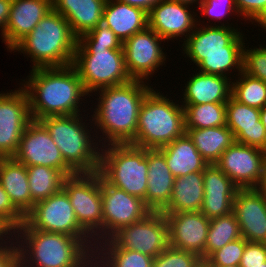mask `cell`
Instances as JSON below:
<instances>
[{"mask_svg":"<svg viewBox=\"0 0 266 267\" xmlns=\"http://www.w3.org/2000/svg\"><path fill=\"white\" fill-rule=\"evenodd\" d=\"M51 9L52 0H12L8 22L2 36L9 52Z\"/></svg>","mask_w":266,"mask_h":267,"instance_id":"23","label":"cell"},{"mask_svg":"<svg viewBox=\"0 0 266 267\" xmlns=\"http://www.w3.org/2000/svg\"><path fill=\"white\" fill-rule=\"evenodd\" d=\"M200 19L194 31L182 44V53L199 68V72L229 78L230 70L242 72L245 35L226 23L201 25ZM221 24V25H220ZM201 25V26H200ZM230 25V26H229ZM197 26H200L197 27ZM244 36V38H243ZM244 40V41H243ZM236 68V69H235ZM227 74V75H226Z\"/></svg>","mask_w":266,"mask_h":267,"instance_id":"4","label":"cell"},{"mask_svg":"<svg viewBox=\"0 0 266 267\" xmlns=\"http://www.w3.org/2000/svg\"><path fill=\"white\" fill-rule=\"evenodd\" d=\"M186 133L193 140L198 152L209 164H215L223 152L235 142L232 131L226 125L188 129Z\"/></svg>","mask_w":266,"mask_h":267,"instance_id":"31","label":"cell"},{"mask_svg":"<svg viewBox=\"0 0 266 267\" xmlns=\"http://www.w3.org/2000/svg\"><path fill=\"white\" fill-rule=\"evenodd\" d=\"M266 262V243L246 242L240 267L263 266Z\"/></svg>","mask_w":266,"mask_h":267,"instance_id":"44","label":"cell"},{"mask_svg":"<svg viewBox=\"0 0 266 267\" xmlns=\"http://www.w3.org/2000/svg\"><path fill=\"white\" fill-rule=\"evenodd\" d=\"M82 117L81 114L48 116L39 121L49 131L64 161L76 173L98 172L101 145L96 141L99 132L96 134L97 131L93 133L92 129H88Z\"/></svg>","mask_w":266,"mask_h":267,"instance_id":"6","label":"cell"},{"mask_svg":"<svg viewBox=\"0 0 266 267\" xmlns=\"http://www.w3.org/2000/svg\"><path fill=\"white\" fill-rule=\"evenodd\" d=\"M185 131L226 125V103L182 105Z\"/></svg>","mask_w":266,"mask_h":267,"instance_id":"34","label":"cell"},{"mask_svg":"<svg viewBox=\"0 0 266 267\" xmlns=\"http://www.w3.org/2000/svg\"><path fill=\"white\" fill-rule=\"evenodd\" d=\"M152 263L153 257L122 249L111 238L97 243L94 248L96 267H152Z\"/></svg>","mask_w":266,"mask_h":267,"instance_id":"32","label":"cell"},{"mask_svg":"<svg viewBox=\"0 0 266 267\" xmlns=\"http://www.w3.org/2000/svg\"><path fill=\"white\" fill-rule=\"evenodd\" d=\"M258 189L266 196V160L263 167V178Z\"/></svg>","mask_w":266,"mask_h":267,"instance_id":"48","label":"cell"},{"mask_svg":"<svg viewBox=\"0 0 266 267\" xmlns=\"http://www.w3.org/2000/svg\"><path fill=\"white\" fill-rule=\"evenodd\" d=\"M106 0H52V9L70 24L79 38L102 23Z\"/></svg>","mask_w":266,"mask_h":267,"instance_id":"26","label":"cell"},{"mask_svg":"<svg viewBox=\"0 0 266 267\" xmlns=\"http://www.w3.org/2000/svg\"><path fill=\"white\" fill-rule=\"evenodd\" d=\"M9 233L3 228L0 226V242L6 238V236L8 235Z\"/></svg>","mask_w":266,"mask_h":267,"instance_id":"51","label":"cell"},{"mask_svg":"<svg viewBox=\"0 0 266 267\" xmlns=\"http://www.w3.org/2000/svg\"><path fill=\"white\" fill-rule=\"evenodd\" d=\"M12 234L18 246L19 267H93V238L33 228H17Z\"/></svg>","mask_w":266,"mask_h":267,"instance_id":"3","label":"cell"},{"mask_svg":"<svg viewBox=\"0 0 266 267\" xmlns=\"http://www.w3.org/2000/svg\"><path fill=\"white\" fill-rule=\"evenodd\" d=\"M156 91L152 89L140 106L136 135L131 145L158 149L186 133L183 106Z\"/></svg>","mask_w":266,"mask_h":267,"instance_id":"7","label":"cell"},{"mask_svg":"<svg viewBox=\"0 0 266 267\" xmlns=\"http://www.w3.org/2000/svg\"><path fill=\"white\" fill-rule=\"evenodd\" d=\"M239 238H241V233L234 212L210 219L207 242L205 245V260L214 251Z\"/></svg>","mask_w":266,"mask_h":267,"instance_id":"35","label":"cell"},{"mask_svg":"<svg viewBox=\"0 0 266 267\" xmlns=\"http://www.w3.org/2000/svg\"><path fill=\"white\" fill-rule=\"evenodd\" d=\"M18 228H33L76 238H92L79 225L69 197L63 189L47 199L36 202Z\"/></svg>","mask_w":266,"mask_h":267,"instance_id":"11","label":"cell"},{"mask_svg":"<svg viewBox=\"0 0 266 267\" xmlns=\"http://www.w3.org/2000/svg\"><path fill=\"white\" fill-rule=\"evenodd\" d=\"M13 158L25 166L43 165L59 169L66 177L76 173L64 161L61 151L46 127L36 120L27 125Z\"/></svg>","mask_w":266,"mask_h":267,"instance_id":"15","label":"cell"},{"mask_svg":"<svg viewBox=\"0 0 266 267\" xmlns=\"http://www.w3.org/2000/svg\"><path fill=\"white\" fill-rule=\"evenodd\" d=\"M243 48L242 72L266 83V46L259 48Z\"/></svg>","mask_w":266,"mask_h":267,"instance_id":"40","label":"cell"},{"mask_svg":"<svg viewBox=\"0 0 266 267\" xmlns=\"http://www.w3.org/2000/svg\"><path fill=\"white\" fill-rule=\"evenodd\" d=\"M247 240L243 237L229 242L224 247L214 251L205 261L206 267H224L240 265Z\"/></svg>","mask_w":266,"mask_h":267,"instance_id":"38","label":"cell"},{"mask_svg":"<svg viewBox=\"0 0 266 267\" xmlns=\"http://www.w3.org/2000/svg\"><path fill=\"white\" fill-rule=\"evenodd\" d=\"M232 82L231 96L239 103L261 109L266 105V83L240 72Z\"/></svg>","mask_w":266,"mask_h":267,"instance_id":"36","label":"cell"},{"mask_svg":"<svg viewBox=\"0 0 266 267\" xmlns=\"http://www.w3.org/2000/svg\"><path fill=\"white\" fill-rule=\"evenodd\" d=\"M233 212L241 237L248 242L266 243V196L258 188L239 189Z\"/></svg>","mask_w":266,"mask_h":267,"instance_id":"20","label":"cell"},{"mask_svg":"<svg viewBox=\"0 0 266 267\" xmlns=\"http://www.w3.org/2000/svg\"><path fill=\"white\" fill-rule=\"evenodd\" d=\"M6 238V241L3 239L0 242V267H19V251L16 240L13 234H8Z\"/></svg>","mask_w":266,"mask_h":267,"instance_id":"45","label":"cell"},{"mask_svg":"<svg viewBox=\"0 0 266 267\" xmlns=\"http://www.w3.org/2000/svg\"><path fill=\"white\" fill-rule=\"evenodd\" d=\"M189 7L185 3L161 0L148 12V27L166 41L183 36L185 41L194 31L198 17Z\"/></svg>","mask_w":266,"mask_h":267,"instance_id":"19","label":"cell"},{"mask_svg":"<svg viewBox=\"0 0 266 267\" xmlns=\"http://www.w3.org/2000/svg\"><path fill=\"white\" fill-rule=\"evenodd\" d=\"M111 239L122 249L154 258L169 246L167 219L164 213L151 211L143 219L122 227Z\"/></svg>","mask_w":266,"mask_h":267,"instance_id":"12","label":"cell"},{"mask_svg":"<svg viewBox=\"0 0 266 267\" xmlns=\"http://www.w3.org/2000/svg\"><path fill=\"white\" fill-rule=\"evenodd\" d=\"M118 1L126 3L130 6L140 8L148 13L161 0H118Z\"/></svg>","mask_w":266,"mask_h":267,"instance_id":"47","label":"cell"},{"mask_svg":"<svg viewBox=\"0 0 266 267\" xmlns=\"http://www.w3.org/2000/svg\"><path fill=\"white\" fill-rule=\"evenodd\" d=\"M226 126L235 142L266 151V128L260 120V109L241 104L231 96L226 103Z\"/></svg>","mask_w":266,"mask_h":267,"instance_id":"22","label":"cell"},{"mask_svg":"<svg viewBox=\"0 0 266 267\" xmlns=\"http://www.w3.org/2000/svg\"><path fill=\"white\" fill-rule=\"evenodd\" d=\"M12 0H0V30L3 36L6 24L8 22Z\"/></svg>","mask_w":266,"mask_h":267,"instance_id":"46","label":"cell"},{"mask_svg":"<svg viewBox=\"0 0 266 267\" xmlns=\"http://www.w3.org/2000/svg\"><path fill=\"white\" fill-rule=\"evenodd\" d=\"M31 199L36 203L57 193L63 188L66 176L59 170L48 166H27Z\"/></svg>","mask_w":266,"mask_h":267,"instance_id":"33","label":"cell"},{"mask_svg":"<svg viewBox=\"0 0 266 267\" xmlns=\"http://www.w3.org/2000/svg\"><path fill=\"white\" fill-rule=\"evenodd\" d=\"M20 88L0 92V158L14 157L23 132L32 121L28 94Z\"/></svg>","mask_w":266,"mask_h":267,"instance_id":"13","label":"cell"},{"mask_svg":"<svg viewBox=\"0 0 266 267\" xmlns=\"http://www.w3.org/2000/svg\"><path fill=\"white\" fill-rule=\"evenodd\" d=\"M68 195L79 225L93 238L95 245L103 241L101 175L75 173L67 176L62 188Z\"/></svg>","mask_w":266,"mask_h":267,"instance_id":"10","label":"cell"},{"mask_svg":"<svg viewBox=\"0 0 266 267\" xmlns=\"http://www.w3.org/2000/svg\"><path fill=\"white\" fill-rule=\"evenodd\" d=\"M198 6L200 14L208 19L212 18L213 21H221L224 16L228 17V14L231 15L233 12L238 16L235 0H201Z\"/></svg>","mask_w":266,"mask_h":267,"instance_id":"43","label":"cell"},{"mask_svg":"<svg viewBox=\"0 0 266 267\" xmlns=\"http://www.w3.org/2000/svg\"><path fill=\"white\" fill-rule=\"evenodd\" d=\"M21 86L29 98L32 120L48 116L76 115L80 113V100L89 94L85 91L77 71L72 65L35 68ZM28 80V81H27ZM79 104V105H78Z\"/></svg>","mask_w":266,"mask_h":267,"instance_id":"2","label":"cell"},{"mask_svg":"<svg viewBox=\"0 0 266 267\" xmlns=\"http://www.w3.org/2000/svg\"><path fill=\"white\" fill-rule=\"evenodd\" d=\"M76 46H102L107 49H123V43L120 39L102 23L80 36Z\"/></svg>","mask_w":266,"mask_h":267,"instance_id":"39","label":"cell"},{"mask_svg":"<svg viewBox=\"0 0 266 267\" xmlns=\"http://www.w3.org/2000/svg\"><path fill=\"white\" fill-rule=\"evenodd\" d=\"M78 38L60 13L51 9L12 50L31 58L32 69L72 65Z\"/></svg>","mask_w":266,"mask_h":267,"instance_id":"5","label":"cell"},{"mask_svg":"<svg viewBox=\"0 0 266 267\" xmlns=\"http://www.w3.org/2000/svg\"><path fill=\"white\" fill-rule=\"evenodd\" d=\"M168 223L169 245L199 255L205 261V245L210 225L201 211L164 213Z\"/></svg>","mask_w":266,"mask_h":267,"instance_id":"18","label":"cell"},{"mask_svg":"<svg viewBox=\"0 0 266 267\" xmlns=\"http://www.w3.org/2000/svg\"><path fill=\"white\" fill-rule=\"evenodd\" d=\"M152 89L145 81L131 80L96 91L99 93V98H96L98 103L89 121H93V128L96 126L102 132V137L99 135L102 139L98 140L101 147L107 144H130L134 140L140 106Z\"/></svg>","mask_w":266,"mask_h":267,"instance_id":"1","label":"cell"},{"mask_svg":"<svg viewBox=\"0 0 266 267\" xmlns=\"http://www.w3.org/2000/svg\"><path fill=\"white\" fill-rule=\"evenodd\" d=\"M162 41L165 43V39L147 27L123 43L125 66L132 80L146 82L158 67L165 65L166 53L160 46Z\"/></svg>","mask_w":266,"mask_h":267,"instance_id":"16","label":"cell"},{"mask_svg":"<svg viewBox=\"0 0 266 267\" xmlns=\"http://www.w3.org/2000/svg\"><path fill=\"white\" fill-rule=\"evenodd\" d=\"M238 15L243 19L256 22L261 28L266 27V0H235ZM247 18V19H246Z\"/></svg>","mask_w":266,"mask_h":267,"instance_id":"42","label":"cell"},{"mask_svg":"<svg viewBox=\"0 0 266 267\" xmlns=\"http://www.w3.org/2000/svg\"><path fill=\"white\" fill-rule=\"evenodd\" d=\"M0 184L24 216L33 208L35 202L31 199L27 166L14 158H0Z\"/></svg>","mask_w":266,"mask_h":267,"instance_id":"28","label":"cell"},{"mask_svg":"<svg viewBox=\"0 0 266 267\" xmlns=\"http://www.w3.org/2000/svg\"><path fill=\"white\" fill-rule=\"evenodd\" d=\"M25 220L0 184V226L12 234Z\"/></svg>","mask_w":266,"mask_h":267,"instance_id":"41","label":"cell"},{"mask_svg":"<svg viewBox=\"0 0 266 267\" xmlns=\"http://www.w3.org/2000/svg\"><path fill=\"white\" fill-rule=\"evenodd\" d=\"M260 120L266 128V105L260 109Z\"/></svg>","mask_w":266,"mask_h":267,"instance_id":"49","label":"cell"},{"mask_svg":"<svg viewBox=\"0 0 266 267\" xmlns=\"http://www.w3.org/2000/svg\"><path fill=\"white\" fill-rule=\"evenodd\" d=\"M102 24L124 43L132 35L148 27V13L118 0H106Z\"/></svg>","mask_w":266,"mask_h":267,"instance_id":"27","label":"cell"},{"mask_svg":"<svg viewBox=\"0 0 266 267\" xmlns=\"http://www.w3.org/2000/svg\"><path fill=\"white\" fill-rule=\"evenodd\" d=\"M265 160V150L234 142L215 164L240 189H248L259 187Z\"/></svg>","mask_w":266,"mask_h":267,"instance_id":"17","label":"cell"},{"mask_svg":"<svg viewBox=\"0 0 266 267\" xmlns=\"http://www.w3.org/2000/svg\"><path fill=\"white\" fill-rule=\"evenodd\" d=\"M203 200V171L175 177L169 204L161 212H198L202 208Z\"/></svg>","mask_w":266,"mask_h":267,"instance_id":"30","label":"cell"},{"mask_svg":"<svg viewBox=\"0 0 266 267\" xmlns=\"http://www.w3.org/2000/svg\"><path fill=\"white\" fill-rule=\"evenodd\" d=\"M202 258L192 252L171 247L153 258L152 267H202Z\"/></svg>","mask_w":266,"mask_h":267,"instance_id":"37","label":"cell"},{"mask_svg":"<svg viewBox=\"0 0 266 267\" xmlns=\"http://www.w3.org/2000/svg\"><path fill=\"white\" fill-rule=\"evenodd\" d=\"M98 172L109 184L145 200L148 179L145 148L131 144L101 147Z\"/></svg>","mask_w":266,"mask_h":267,"instance_id":"8","label":"cell"},{"mask_svg":"<svg viewBox=\"0 0 266 267\" xmlns=\"http://www.w3.org/2000/svg\"><path fill=\"white\" fill-rule=\"evenodd\" d=\"M171 1L185 3V4H188V5H193L195 2H196V4H199L201 0H171Z\"/></svg>","mask_w":266,"mask_h":267,"instance_id":"50","label":"cell"},{"mask_svg":"<svg viewBox=\"0 0 266 267\" xmlns=\"http://www.w3.org/2000/svg\"><path fill=\"white\" fill-rule=\"evenodd\" d=\"M184 86L181 105L227 103L232 92V78L196 72Z\"/></svg>","mask_w":266,"mask_h":267,"instance_id":"25","label":"cell"},{"mask_svg":"<svg viewBox=\"0 0 266 267\" xmlns=\"http://www.w3.org/2000/svg\"><path fill=\"white\" fill-rule=\"evenodd\" d=\"M146 156L148 157V179L144 204L151 211L161 212L169 204L175 177L159 149H146Z\"/></svg>","mask_w":266,"mask_h":267,"instance_id":"24","label":"cell"},{"mask_svg":"<svg viewBox=\"0 0 266 267\" xmlns=\"http://www.w3.org/2000/svg\"><path fill=\"white\" fill-rule=\"evenodd\" d=\"M103 241L110 239L122 227L135 223L151 210L141 198L109 184L101 176Z\"/></svg>","mask_w":266,"mask_h":267,"instance_id":"14","label":"cell"},{"mask_svg":"<svg viewBox=\"0 0 266 267\" xmlns=\"http://www.w3.org/2000/svg\"><path fill=\"white\" fill-rule=\"evenodd\" d=\"M158 149L165 156L166 163L174 177L204 171L209 165L187 133Z\"/></svg>","mask_w":266,"mask_h":267,"instance_id":"29","label":"cell"},{"mask_svg":"<svg viewBox=\"0 0 266 267\" xmlns=\"http://www.w3.org/2000/svg\"><path fill=\"white\" fill-rule=\"evenodd\" d=\"M257 267H266V262L263 263V266H257Z\"/></svg>","mask_w":266,"mask_h":267,"instance_id":"53","label":"cell"},{"mask_svg":"<svg viewBox=\"0 0 266 267\" xmlns=\"http://www.w3.org/2000/svg\"><path fill=\"white\" fill-rule=\"evenodd\" d=\"M72 66L89 96L99 89L122 85L132 80L125 66L124 49L76 46Z\"/></svg>","mask_w":266,"mask_h":267,"instance_id":"9","label":"cell"},{"mask_svg":"<svg viewBox=\"0 0 266 267\" xmlns=\"http://www.w3.org/2000/svg\"><path fill=\"white\" fill-rule=\"evenodd\" d=\"M204 200L201 212L213 219L233 212V204L240 189L216 164L203 171Z\"/></svg>","mask_w":266,"mask_h":267,"instance_id":"21","label":"cell"},{"mask_svg":"<svg viewBox=\"0 0 266 267\" xmlns=\"http://www.w3.org/2000/svg\"><path fill=\"white\" fill-rule=\"evenodd\" d=\"M224 267H240V265H229V266H224Z\"/></svg>","mask_w":266,"mask_h":267,"instance_id":"52","label":"cell"}]
</instances>
